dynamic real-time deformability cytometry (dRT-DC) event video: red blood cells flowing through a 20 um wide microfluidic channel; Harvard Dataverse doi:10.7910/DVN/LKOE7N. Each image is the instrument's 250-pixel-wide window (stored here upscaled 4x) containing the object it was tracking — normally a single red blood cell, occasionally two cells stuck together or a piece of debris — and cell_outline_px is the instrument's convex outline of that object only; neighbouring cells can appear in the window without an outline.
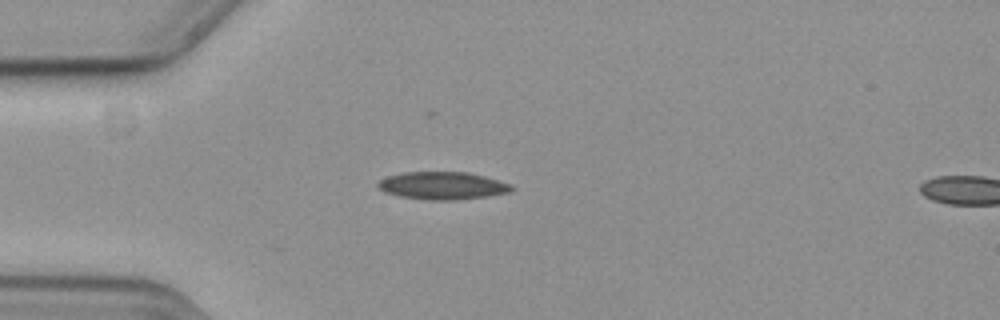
{"species": "common noctule bat (a hibernating species)", "species_latin": "Nyctalus noctula", "temperature_condition": "cold", "stored_images_in_passage": 4, "camera_frame_rate_fps": 3000, "um_per_image_px": 0.085, "animal": {"sex": "female", "body_mass_g": 19.3, "forearm_length_mm": 54.1}, "frame": {"image": 1, "passage_image": 1, "time_ms": 0.0, "image_size_px": [1000, 320], "cell_outline_px": [[516, 188], [508, 192], [488, 196], [456, 200], [428, 200], [400, 196], [384, 192], [376, 184], [380, 180], [388, 176], [404, 172], [468, 172], [484, 176], [512, 184]], "centroid_in_image_um": [37.64, 15.78], "position_along_channel_um": 47.4, "area_um2": 21.5}}